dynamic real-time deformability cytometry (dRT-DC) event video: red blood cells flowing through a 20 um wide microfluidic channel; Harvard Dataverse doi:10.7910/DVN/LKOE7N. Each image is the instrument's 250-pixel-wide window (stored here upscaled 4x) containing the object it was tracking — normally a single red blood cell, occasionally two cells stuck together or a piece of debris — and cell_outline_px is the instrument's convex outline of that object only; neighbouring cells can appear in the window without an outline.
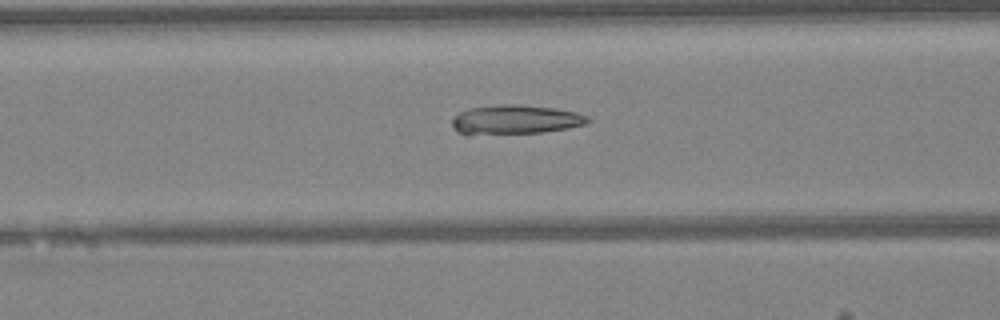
{"species": "Egyptian fruit bat (a non-hibernating species)", "species_latin": "Rousettus aegyptiacus", "temperature_condition": "warm", "stored_images_in_passage": 47, "camera_frame_rate_fps": 3000, "um_per_image_px": 0.085, "animal": {"sex": "female"}, "frame": {"image": 1, "passage_image": 19, "time_ms": 6.0, "image_size_px": [1000, 320], "cell_outline_px": [[592, 120], [584, 124], [568, 128], [544, 132], [468, 136], [456, 132], [452, 124], [452, 120], [460, 112], [468, 108], [496, 104], [520, 104], [556, 108], [576, 112], [588, 116]], "centroid_in_image_um": [43.76, 10.18], "position_along_channel_um": 122.8, "area_um2": 23.76}}
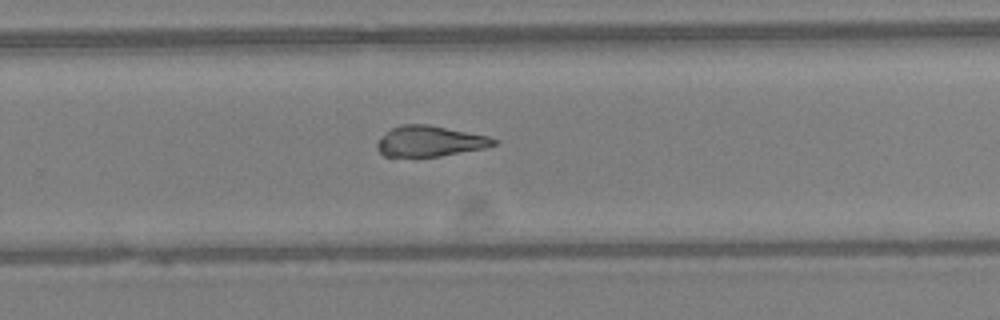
{"frame": {"image": 2, "passage_image": 31, "time_ms": 10.0, "image_size_px": [1000, 320], "cell_outline_px": [[500, 140], [496, 144], [484, 148], [440, 156], [384, 156], [376, 148], [376, 144], [392, 128], [404, 124], [428, 124], [488, 136]], "centroid_in_image_um": [36.58, 12.0], "position_along_channel_um": 293.2, "area_um2": 20.52}}
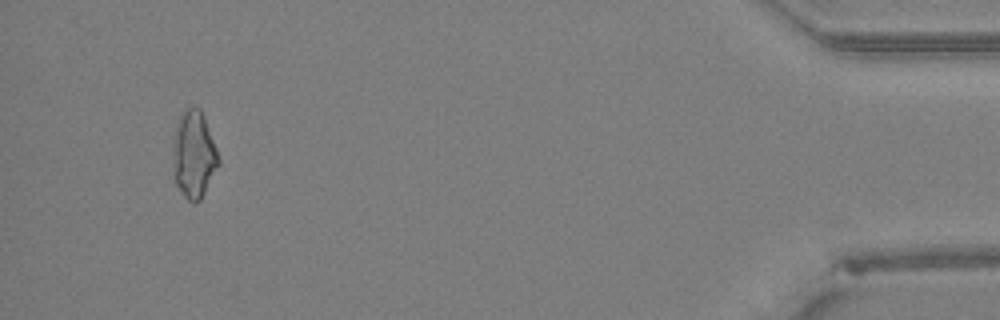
{"frame": {"image": 3, "passage_image": 45, "time_ms": 14.667, "image_size_px": [1000, 320], "cell_outline_px": [[220, 164], [200, 200], [196, 204], [188, 200], [184, 196], [176, 184], [172, 136], [180, 116], [192, 104], [200, 108], [204, 116], [216, 148], [220, 160]], "centroid_in_image_um": [16.49, 13.12], "position_along_channel_um": 418.7, "area_um2": 23.06}, "authors_computed_cell_mechanics": {"area_um2": 22.5998, "velocity_mm_per_s": 4.2803, "shape_relaxation_time_tau1_ms": null, "shape_relaxation_time_tau2_ms": 4.1989, "deformation_change_tau1": null, "deformation_change_tau2": 0.1325}}